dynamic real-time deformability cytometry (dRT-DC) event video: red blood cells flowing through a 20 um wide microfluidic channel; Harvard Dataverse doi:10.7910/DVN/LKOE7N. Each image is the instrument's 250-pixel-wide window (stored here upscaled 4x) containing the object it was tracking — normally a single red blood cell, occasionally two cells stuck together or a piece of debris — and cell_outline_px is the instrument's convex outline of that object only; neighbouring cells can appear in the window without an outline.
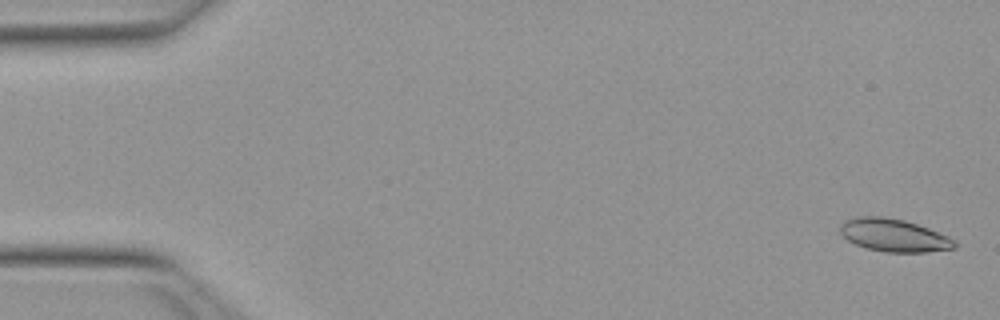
{"species": "Egyptian fruit bat (a non-hibernating species)", "species_latin": "Rousettus aegyptiacus", "temperature_condition": "warm", "stored_images_in_passage": 52, "camera_frame_rate_fps": 3000, "um_per_image_px": 0.085, "animal": {"sex": "female"}, "frame": {"image": 1, "passage_image": 2, "time_ms": 0.333, "image_size_px": [1000, 320], "cell_outline_px": [[956, 248], [928, 252], [884, 252], [864, 248], [848, 240], [840, 232], [840, 224], [844, 220], [856, 216], [880, 216], [904, 220], [928, 228], [948, 236], [956, 240]], "centroid_in_image_um": [75.97, 20.0], "position_along_channel_um": 9.0, "area_um2": 21.96}}
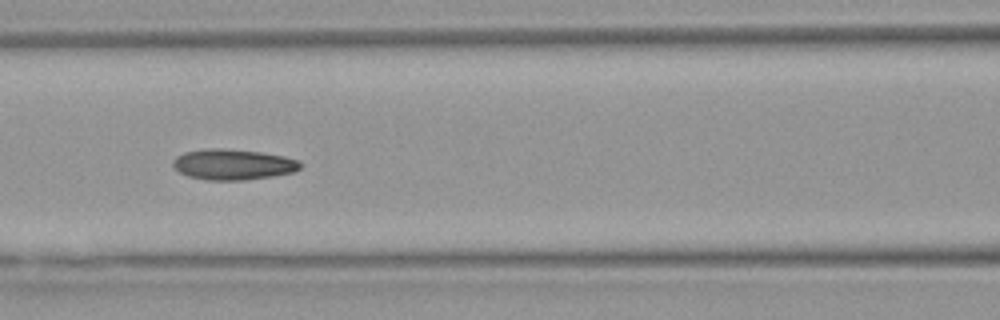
{"frame": {"image": 2, "passage_image": 23, "time_ms": 7.333, "image_size_px": [1000, 320], "cell_outline_px": [[300, 168], [296, 172], [272, 176], [244, 180], [204, 180], [188, 176], [180, 172], [172, 164], [172, 160], [176, 156], [184, 152], [204, 148], [224, 148], [260, 152], [284, 156], [300, 160]], "centroid_in_image_um": [19.8, 13.97], "position_along_channel_um": 146.8, "area_um2": 22.95}}
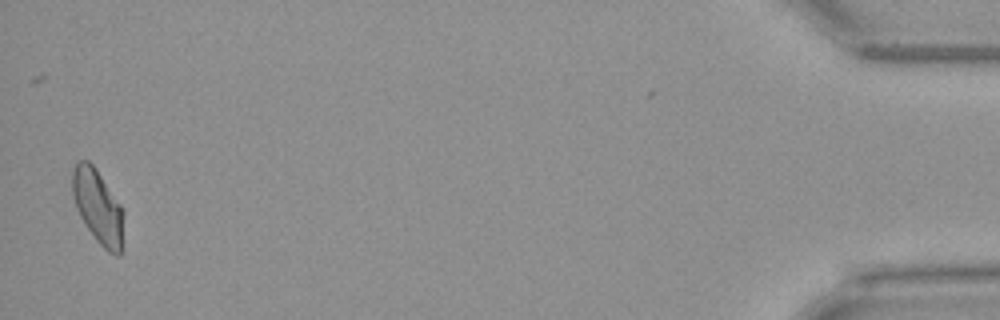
{"frame": {"image": 3, "passage_image": 51, "time_ms": 16.667, "image_size_px": [1000, 320], "cell_outline_px": [[124, 248], [120, 256], [116, 256], [108, 252], [96, 240], [80, 216], [76, 208], [72, 196], [72, 168], [76, 160], [88, 160], [96, 168], [120, 204], [124, 212]], "centroid_in_image_um": [8.35, 17.59], "position_along_channel_um": 426.8, "area_um2": 22.66}, "authors_computed_cell_mechanics": {"area_um2": 21.964, "velocity_mm_per_s": 3.998, "shape_relaxation_time_tau1_ms": 8.4548, "shape_relaxation_time_tau2_ms": 4.5243, "deformation_change_tau1": 0.1935, "deformation_change_tau2": 0.1064}}